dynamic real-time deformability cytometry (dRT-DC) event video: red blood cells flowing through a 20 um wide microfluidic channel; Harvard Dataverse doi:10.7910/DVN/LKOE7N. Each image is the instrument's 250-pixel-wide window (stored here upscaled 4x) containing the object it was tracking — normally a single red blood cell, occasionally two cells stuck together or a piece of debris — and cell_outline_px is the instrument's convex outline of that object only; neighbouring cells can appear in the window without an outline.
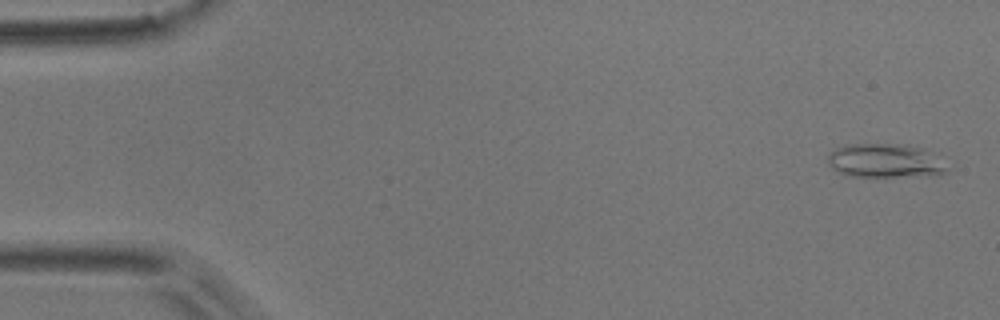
{"species": "common noctule bat (a hibernating species)", "species_latin": "Nyctalus noctula", "temperature_condition": "room temperature", "stored_images_in_passage": 6, "camera_frame_rate_fps": 3000, "um_per_image_px": 0.085, "animal": {"sex": "male", "body_mass_g": 17.9}, "frame": {"image": 1, "passage_image": 1, "time_ms": 0.0, "image_size_px": [1000, 320], "cell_outline_px": [[952, 168], [936, 176], [848, 176], [832, 168], [828, 164], [828, 152], [844, 144], [904, 144], [920, 148]], "centroid_in_image_um": [75.2, 13.67], "position_along_channel_um": 9.8, "area_um2": 23.52}}